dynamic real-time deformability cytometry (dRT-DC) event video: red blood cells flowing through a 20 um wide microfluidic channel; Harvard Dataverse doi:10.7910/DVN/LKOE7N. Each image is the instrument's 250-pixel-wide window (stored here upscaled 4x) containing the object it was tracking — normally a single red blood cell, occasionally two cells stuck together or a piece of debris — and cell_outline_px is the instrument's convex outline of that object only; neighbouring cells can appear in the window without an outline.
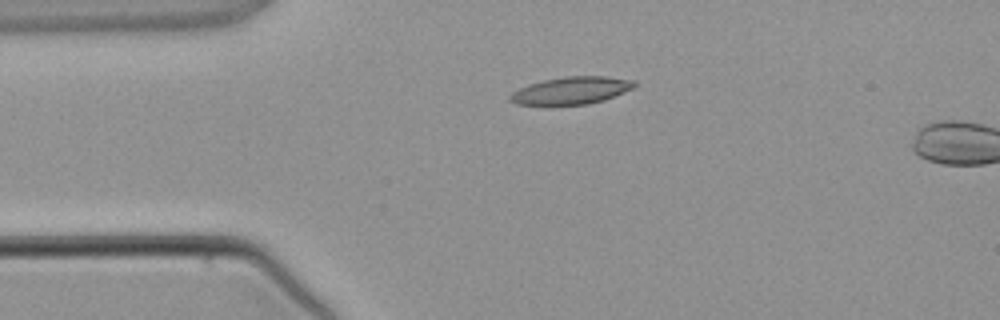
{"species": "common noctule bat (a hibernating species)", "species_latin": "Nyctalus noctula", "temperature_condition": "warm", "stored_images_in_passage": 2, "camera_frame_rate_fps": 3000, "um_per_image_px": 0.085, "animal": {"sex": "male", "body_mass_g": 21.5, "forearm_length_mm": 52.0}, "frame": {"image": 1, "passage_image": 1, "time_ms": 0.0, "image_size_px": [1000, 320], "cell_outline_px": [[640, 84], [624, 92], [604, 100], [588, 104], [516, 104], [508, 100], [508, 96], [512, 92], [528, 84], [544, 80], [568, 76], [608, 76], [636, 80]], "centroid_in_image_um": [48.6, 7.68], "position_along_channel_um": 36.4, "area_um2": 19.83}}